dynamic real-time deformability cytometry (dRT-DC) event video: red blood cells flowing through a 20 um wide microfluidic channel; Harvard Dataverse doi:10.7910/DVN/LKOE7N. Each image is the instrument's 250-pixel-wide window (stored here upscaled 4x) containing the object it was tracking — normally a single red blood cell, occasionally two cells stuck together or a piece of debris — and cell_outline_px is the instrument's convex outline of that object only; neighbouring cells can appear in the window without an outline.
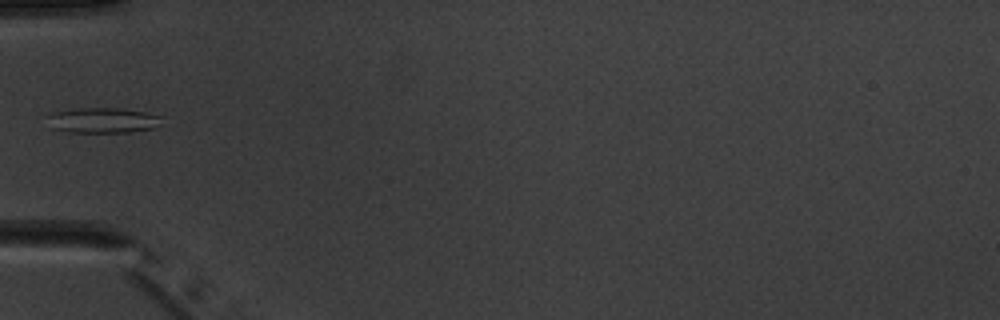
{"species": "common noctule bat (a hibernating species)", "species_latin": "Nyctalus noctula", "temperature_condition": "warm", "stored_images_in_passage": 6, "camera_frame_rate_fps": 3000, "um_per_image_px": 0.085, "animal": {"sex": "male", "body_mass_g": 20.1, "forearm_length_mm": 53.5}, "frame": {"image": 1, "passage_image": 5, "time_ms": 5.667, "image_size_px": [1000, 320], "cell_outline_px": [[160, 116], [152, 128], [128, 132], [68, 132], [48, 128], [44, 116], [52, 112], [76, 108], [124, 108], [144, 112]], "centroid_in_image_um": [8.53, 10.22], "position_along_channel_um": 76.5, "area_um2": 16.94}}
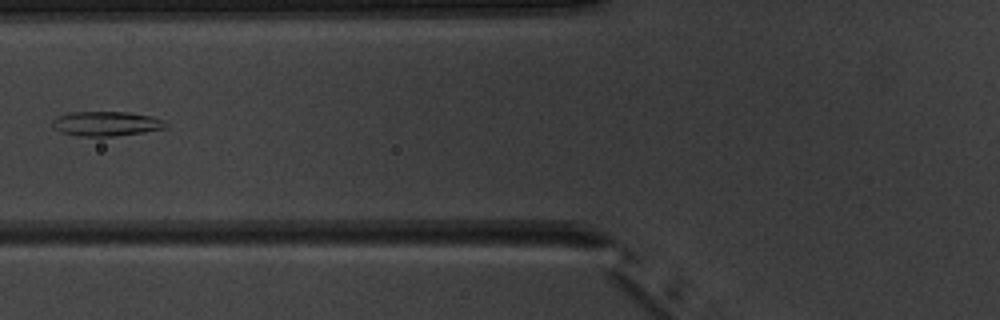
{"frame": {"image": 2, "passage_image": 6, "time_ms": 6.667, "image_size_px": [1000, 320], "cell_outline_px": [[164, 128], [144, 132], [112, 136], [76, 136], [60, 132], [52, 124], [52, 120], [60, 116], [72, 112], [128, 112], [152, 116], [164, 120]], "centroid_in_image_um": [9.01, 10.51], "position_along_channel_um": 116.8, "area_um2": 16.01}}